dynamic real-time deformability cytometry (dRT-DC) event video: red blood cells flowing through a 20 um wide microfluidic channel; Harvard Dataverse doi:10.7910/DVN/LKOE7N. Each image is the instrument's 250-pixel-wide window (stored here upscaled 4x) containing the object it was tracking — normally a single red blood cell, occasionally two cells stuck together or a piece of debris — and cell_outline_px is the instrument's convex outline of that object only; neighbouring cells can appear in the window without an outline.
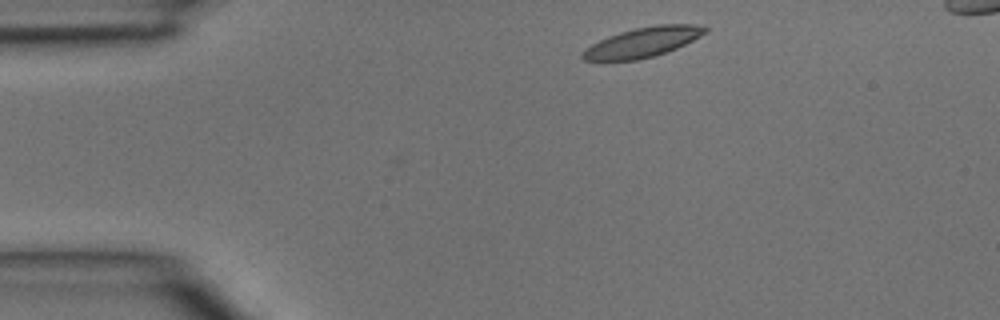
{"species": "common noctule bat (a hibernating species)", "species_latin": "Nyctalus noctula", "temperature_condition": "room temperature", "stored_images_in_passage": 3, "camera_frame_rate_fps": 3000, "um_per_image_px": 0.085, "animal": {"sex": "male", "body_mass_g": 15.6}, "frame": {"image": 1, "passage_image": 1, "time_ms": 0.0, "image_size_px": [1000, 320], "cell_outline_px": [[708, 32], [676, 48], [652, 56], [636, 60], [584, 60], [580, 56], [580, 52], [584, 48], [608, 36], [620, 32], [636, 28], [656, 24], [696, 24], [708, 28]], "centroid_in_image_um": [54.62, 3.58], "position_along_channel_um": 30.4, "area_um2": 21.1}}